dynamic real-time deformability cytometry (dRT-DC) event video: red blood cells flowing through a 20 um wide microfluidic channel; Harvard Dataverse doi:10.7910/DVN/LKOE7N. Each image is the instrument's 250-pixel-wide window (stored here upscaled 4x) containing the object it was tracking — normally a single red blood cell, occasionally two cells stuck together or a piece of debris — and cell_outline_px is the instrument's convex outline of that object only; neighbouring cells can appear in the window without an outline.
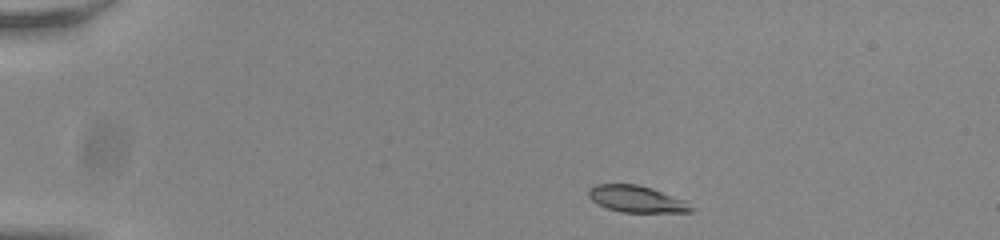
{"species": "common noctule bat (a hibernating species)", "species_latin": "Nyctalus noctula", "temperature_condition": "room temperature", "stored_images_in_passage": 45, "camera_frame_rate_fps": 3000, "um_per_image_px": 0.085, "animal": {"sex": "male", "body_mass_g": 20.0, "forearm_length_mm": 53.3}, "frame": {"image": 1, "passage_image": 1, "time_ms": 0.0, "image_size_px": [1000, 240], "cell_outline_px": [[696, 208], [692, 212], [624, 212], [608, 208], [592, 200], [588, 196], [588, 188], [596, 184], [636, 184], [652, 188], [688, 200]], "centroid_in_image_um": [54.2, 16.91], "position_along_channel_um": 30.8, "area_um2": 16.13}}
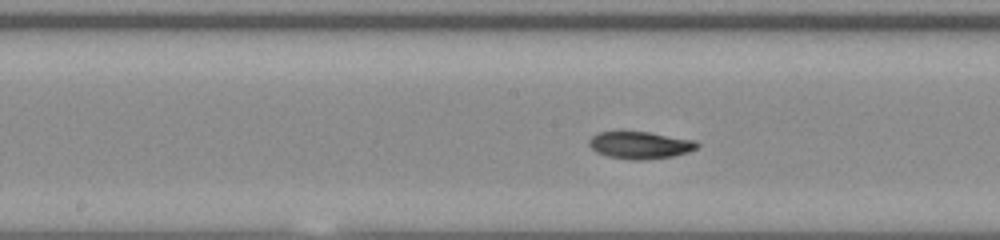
{"frame": {"image": 2, "passage_image": 20, "time_ms": 6.333, "image_size_px": [1000, 240], "cell_outline_px": [[700, 144], [696, 148], [688, 152], [672, 156], [640, 160], [632, 160], [608, 156], [596, 152], [588, 144], [588, 140], [592, 136], [600, 132], [620, 128], [648, 132], [696, 140]], "centroid_in_image_um": [54.35, 12.29], "position_along_channel_um": 193.8, "area_um2": 17.69}}
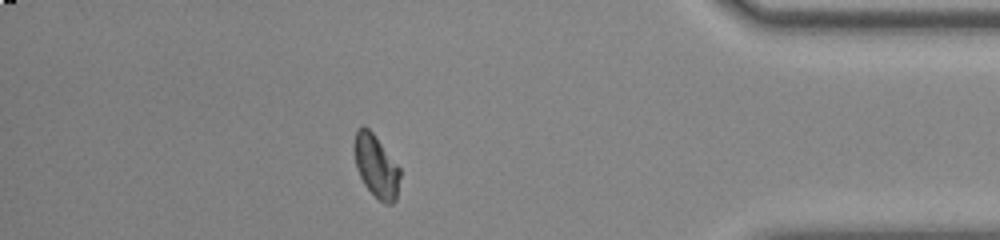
{"frame": {"image": 3, "passage_image": 39, "time_ms": 12.667, "image_size_px": [1000, 240], "cell_outline_px": [[400, 176], [396, 200], [392, 204], [384, 204], [364, 184], [356, 168], [352, 148], [352, 144], [356, 132], [364, 124], [372, 132], [400, 168]], "centroid_in_image_um": [31.95, 14.11], "position_along_channel_um": 403.3, "area_um2": 16.7}, "authors_computed_cell_mechanics": {"area_um2": 17.1088, "velocity_mm_per_s": 3.8035, "shape_relaxation_time_tau1_ms": 2.3619, "shape_relaxation_time_tau2_ms": null, "deformation_change_tau1": 0.1217, "deformation_change_tau2": null}}